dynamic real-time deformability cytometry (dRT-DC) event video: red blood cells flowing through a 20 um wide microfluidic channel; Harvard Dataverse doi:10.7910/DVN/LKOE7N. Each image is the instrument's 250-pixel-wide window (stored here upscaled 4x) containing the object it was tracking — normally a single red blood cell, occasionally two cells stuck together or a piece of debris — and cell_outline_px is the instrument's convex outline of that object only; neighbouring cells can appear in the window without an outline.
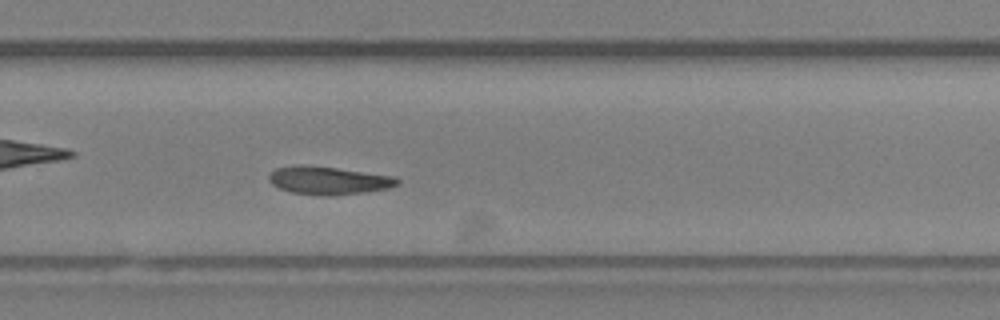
{"species": "Egyptian fruit bat (a non-hibernating species)", "species_latin": "Rousettus aegyptiacus", "temperature_condition": "room temperature", "stored_images_in_passage": 15, "camera_frame_rate_fps": 3000, "um_per_image_px": 0.085, "animal": {"sex": "female"}, "frame": {"image": 1, "passage_image": 15, "time_ms": 4.667, "image_size_px": [1000, 320], "cell_outline_px": [[400, 184], [388, 188], [364, 192], [328, 196], [324, 196], [292, 192], [280, 188], [272, 184], [268, 180], [268, 176], [276, 168], [300, 164], [304, 164], [336, 168], [396, 176], [400, 180]], "centroid_in_image_um": [27.94, 15.33], "position_along_channel_um": 301.9, "area_um2": 20.98}}